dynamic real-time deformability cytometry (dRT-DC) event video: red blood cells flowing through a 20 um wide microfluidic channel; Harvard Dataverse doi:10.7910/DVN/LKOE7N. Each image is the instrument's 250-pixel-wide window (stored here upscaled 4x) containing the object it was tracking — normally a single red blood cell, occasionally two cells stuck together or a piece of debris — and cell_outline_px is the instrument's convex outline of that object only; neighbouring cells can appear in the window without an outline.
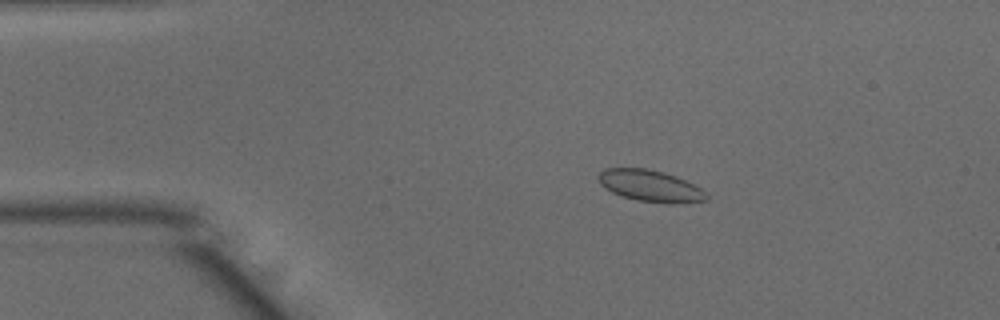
{"species": "common noctule bat (a hibernating species)", "species_latin": "Nyctalus noctula", "temperature_condition": "warm", "stored_images_in_passage": 51, "camera_frame_rate_fps": 3000, "um_per_image_px": 0.085, "animal": {"sex": "male", "body_mass_g": 15.6}, "frame": {"image": 1, "passage_image": 10, "time_ms": 3.0, "image_size_px": [1000, 320], "cell_outline_px": [[708, 200], [668, 204], [636, 200], [620, 196], [604, 188], [600, 184], [596, 176], [604, 168], [648, 168], [664, 172], [676, 176], [700, 188], [708, 196]], "centroid_in_image_um": [55.22, 15.79], "position_along_channel_um": 29.8, "area_um2": 20.0}}
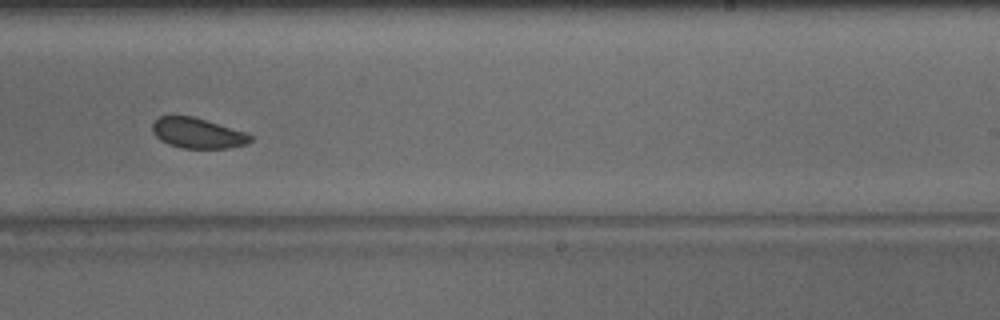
{"frame": {"image": 2, "passage_image": 32, "time_ms": 10.333, "image_size_px": [1000, 320], "cell_outline_px": [[252, 140], [248, 144], [228, 148], [184, 148], [168, 144], [160, 140], [152, 132], [152, 124], [160, 116], [192, 116], [244, 132], [252, 136]], "centroid_in_image_um": [16.78, 11.33], "position_along_channel_um": 272.2, "area_um2": 17.11}}
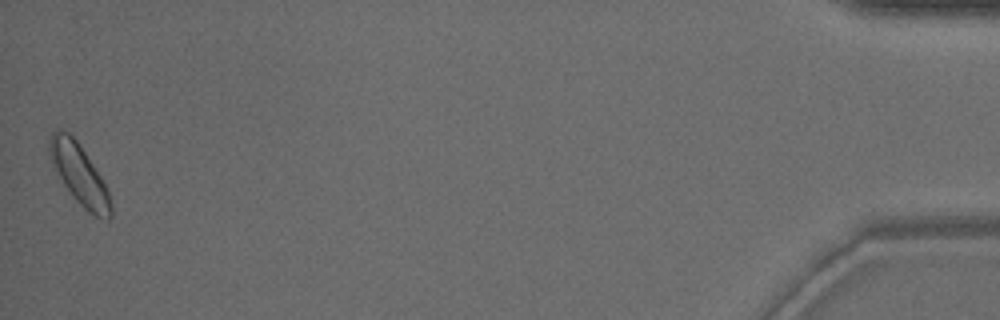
{"frame": {"image": 3, "passage_image": 51, "time_ms": 16.667, "image_size_px": [1000, 320], "cell_outline_px": [[112, 216], [108, 220], [96, 216], [88, 212], [72, 196], [64, 184], [52, 164], [48, 152], [48, 144], [52, 132], [60, 128], [68, 132], [76, 140], [100, 176], [108, 192], [112, 204]], "centroid_in_image_um": [6.73, 14.82], "position_along_channel_um": 428.5, "area_um2": 21.15}, "authors_computed_cell_mechanics": {"area_um2": 18.9584, "velocity_mm_per_s": 3.9648, "shape_relaxation_time_tau1_ms": null, "shape_relaxation_time_tau2_ms": 6.4262, "deformation_change_tau1": null, "deformation_change_tau2": 0.0867}}